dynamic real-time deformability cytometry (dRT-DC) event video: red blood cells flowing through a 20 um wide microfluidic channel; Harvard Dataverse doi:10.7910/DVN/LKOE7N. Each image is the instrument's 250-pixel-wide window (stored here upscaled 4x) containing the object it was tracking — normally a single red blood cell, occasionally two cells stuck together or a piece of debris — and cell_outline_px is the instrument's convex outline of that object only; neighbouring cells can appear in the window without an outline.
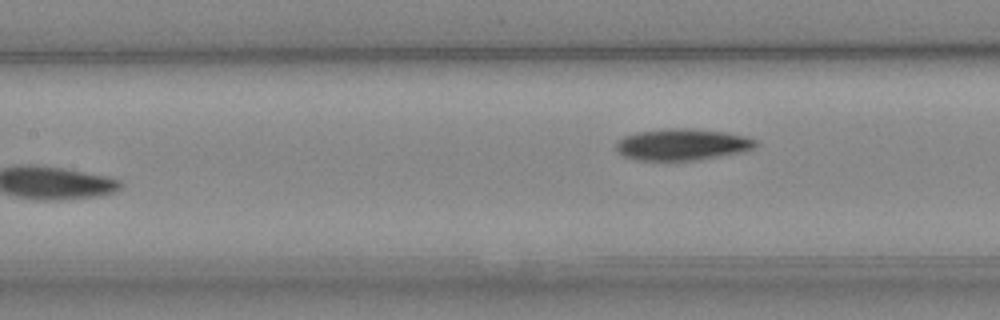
{"species": "Egyptian fruit bat (a non-hibernating species)", "species_latin": "Rousettus aegyptiacus", "temperature_condition": "cold", "stored_images_in_passage": 7, "camera_frame_rate_fps": 3000, "um_per_image_px": 0.085, "animal": {"sex": "female"}, "frame": {"image": 1, "passage_image": 7, "time_ms": 7.333, "image_size_px": [1000, 320], "cell_outline_px": [[756, 144], [752, 148], [736, 152], [696, 160], [636, 160], [624, 156], [616, 152], [616, 144], [624, 136], [636, 132], [668, 128], [688, 128], [724, 132], [744, 136], [756, 140]], "centroid_in_image_um": [57.9, 12.27], "position_along_channel_um": 149.5, "area_um2": 25.2}}